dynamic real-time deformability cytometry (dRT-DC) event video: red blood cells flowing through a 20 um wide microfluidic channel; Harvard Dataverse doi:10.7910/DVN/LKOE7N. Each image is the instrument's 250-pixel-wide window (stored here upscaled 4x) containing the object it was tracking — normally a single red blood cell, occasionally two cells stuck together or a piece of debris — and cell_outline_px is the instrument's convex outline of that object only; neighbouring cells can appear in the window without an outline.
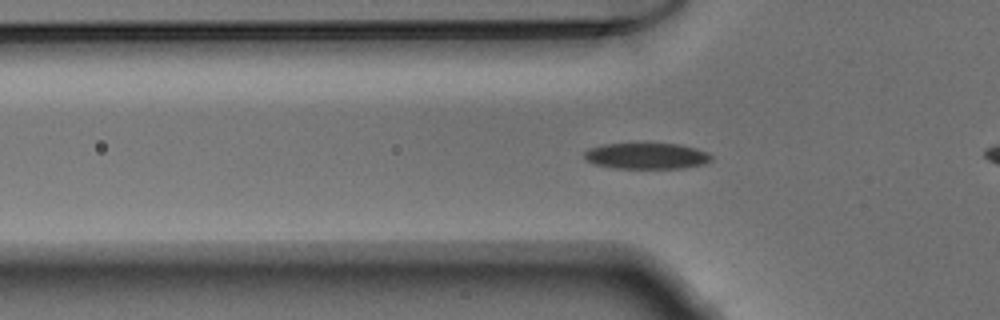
{"species": "Egyptian fruit bat (a non-hibernating species)", "species_latin": "Rousettus aegyptiacus", "temperature_condition": "warm", "stored_images_in_passage": 43, "camera_frame_rate_fps": 3000, "um_per_image_px": 0.085, "animal": {"sex": "male"}, "frame": {"image": 1, "passage_image": 16, "time_ms": 5.0, "image_size_px": [1000, 320], "cell_outline_px": [[712, 160], [704, 164], [684, 168], [612, 168], [592, 164], [584, 156], [584, 152], [588, 148], [600, 144], [680, 144], [696, 148], [708, 152], [712, 156]], "centroid_in_image_um": [54.95, 13.26], "position_along_channel_um": 70.8, "area_um2": 19.42}}
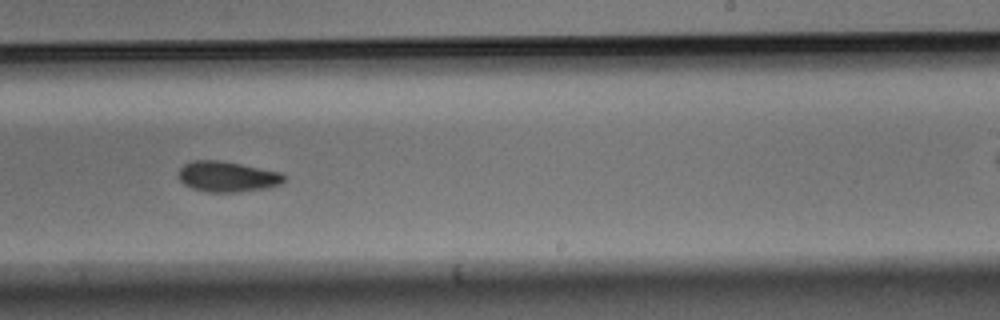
{"frame": {"image": 2, "passage_image": 31, "time_ms": 10.0, "image_size_px": [1000, 320], "cell_outline_px": [[288, 180], [280, 184], [268, 188], [240, 192], [208, 192], [192, 188], [184, 184], [180, 180], [180, 168], [184, 164], [192, 160], [220, 160], [284, 172], [288, 176]], "centroid_in_image_um": [19.42, 15.01], "position_along_channel_um": 269.6, "area_um2": 19.13}}
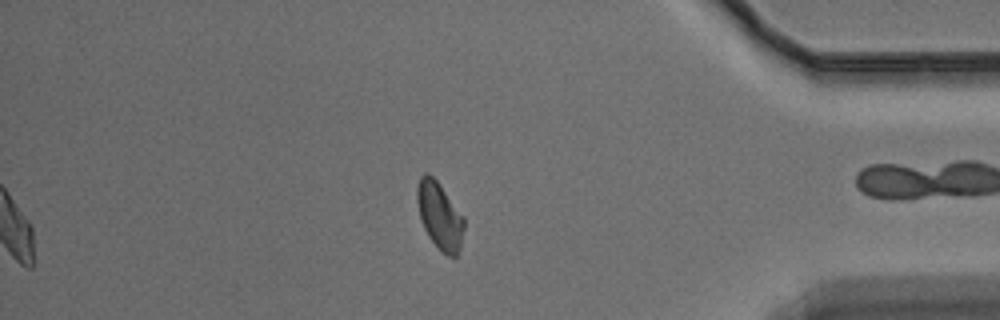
{"frame": {"image": 3, "passage_image": 43, "time_ms": 14.0, "image_size_px": [1000, 320], "cell_outline_px": [[464, 228], [460, 248], [456, 256], [448, 256], [428, 236], [424, 228], [420, 216], [416, 200], [416, 188], [420, 176], [424, 172], [428, 172], [436, 180], [464, 216]], "centroid_in_image_um": [37.36, 18.29], "position_along_channel_um": 397.8, "area_um2": 18.15}}